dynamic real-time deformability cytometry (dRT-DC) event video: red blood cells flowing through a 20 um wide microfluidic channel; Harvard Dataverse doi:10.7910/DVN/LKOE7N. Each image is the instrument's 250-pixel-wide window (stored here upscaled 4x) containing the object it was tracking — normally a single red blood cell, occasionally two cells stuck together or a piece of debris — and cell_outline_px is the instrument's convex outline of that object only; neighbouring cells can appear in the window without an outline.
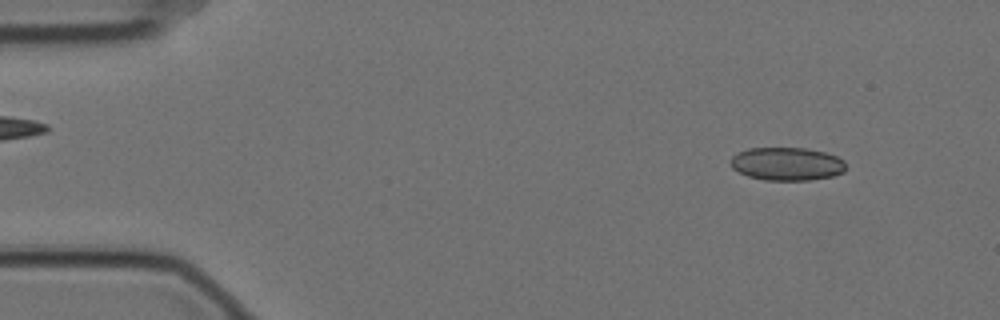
{"species": "Egyptian fruit bat (a non-hibernating species)", "species_latin": "Rousettus aegyptiacus", "temperature_condition": "cold", "stored_images_in_passage": 11, "camera_frame_rate_fps": 3000, "um_per_image_px": 0.085, "animal": {"sex": "female"}, "frame": {"image": 1, "passage_image": 2, "time_ms": 0.333, "image_size_px": [1000, 320], "cell_outline_px": [[844, 172], [832, 176], [808, 180], [764, 180], [748, 176], [732, 168], [728, 160], [736, 152], [748, 148], [808, 148], [824, 152], [836, 156], [844, 160]], "centroid_in_image_um": [66.84, 13.92], "position_along_channel_um": 18.2, "area_um2": 22.37}}